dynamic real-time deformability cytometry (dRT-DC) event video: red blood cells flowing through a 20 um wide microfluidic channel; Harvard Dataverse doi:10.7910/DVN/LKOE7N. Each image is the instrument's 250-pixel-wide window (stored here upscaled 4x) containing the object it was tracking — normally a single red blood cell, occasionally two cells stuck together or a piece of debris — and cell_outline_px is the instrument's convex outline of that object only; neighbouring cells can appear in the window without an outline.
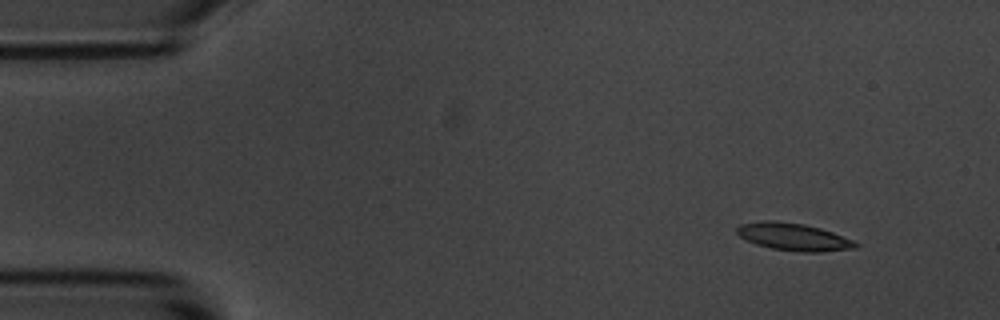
{"species": "common noctule bat (a hibernating species)", "species_latin": "Nyctalus noctula", "temperature_condition": "room temperature", "stored_images_in_passage": 4, "camera_frame_rate_fps": 3000, "um_per_image_px": 0.085, "animal": {"sex": "male", "body_mass_g": 20.1, "forearm_length_mm": 53.5}, "frame": {"image": 1, "passage_image": 1, "time_ms": 0.0, "image_size_px": [1000, 320], "cell_outline_px": [[860, 244], [856, 248], [820, 252], [804, 252], [772, 248], [756, 244], [740, 236], [736, 232], [736, 228], [740, 224], [760, 220], [776, 220], [804, 224], [820, 228], [832, 232], [852, 240]], "centroid_in_image_um": [67.44, 20.12], "position_along_channel_um": 17.6, "area_um2": 18.9}}